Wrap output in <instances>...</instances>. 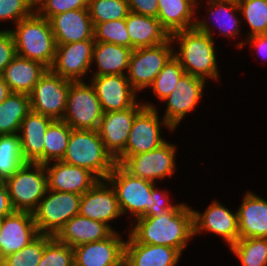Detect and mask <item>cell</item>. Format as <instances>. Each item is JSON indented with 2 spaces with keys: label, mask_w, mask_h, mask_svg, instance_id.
Instances as JSON below:
<instances>
[{
  "label": "cell",
  "mask_w": 267,
  "mask_h": 266,
  "mask_svg": "<svg viewBox=\"0 0 267 266\" xmlns=\"http://www.w3.org/2000/svg\"><path fill=\"white\" fill-rule=\"evenodd\" d=\"M43 0H30L32 5L36 8Z\"/></svg>",
  "instance_id": "cell-50"
},
{
  "label": "cell",
  "mask_w": 267,
  "mask_h": 266,
  "mask_svg": "<svg viewBox=\"0 0 267 266\" xmlns=\"http://www.w3.org/2000/svg\"><path fill=\"white\" fill-rule=\"evenodd\" d=\"M53 121L33 111L23 119L18 135L25 162L44 164V135Z\"/></svg>",
  "instance_id": "cell-23"
},
{
  "label": "cell",
  "mask_w": 267,
  "mask_h": 266,
  "mask_svg": "<svg viewBox=\"0 0 267 266\" xmlns=\"http://www.w3.org/2000/svg\"><path fill=\"white\" fill-rule=\"evenodd\" d=\"M194 235L200 232H212L221 236L229 246L239 240L237 211L232 213L226 206L214 201L201 213L193 210Z\"/></svg>",
  "instance_id": "cell-17"
},
{
  "label": "cell",
  "mask_w": 267,
  "mask_h": 266,
  "mask_svg": "<svg viewBox=\"0 0 267 266\" xmlns=\"http://www.w3.org/2000/svg\"><path fill=\"white\" fill-rule=\"evenodd\" d=\"M12 91L8 87V84L4 81L2 75H0V103H2Z\"/></svg>",
  "instance_id": "cell-49"
},
{
  "label": "cell",
  "mask_w": 267,
  "mask_h": 266,
  "mask_svg": "<svg viewBox=\"0 0 267 266\" xmlns=\"http://www.w3.org/2000/svg\"><path fill=\"white\" fill-rule=\"evenodd\" d=\"M15 211L33 212L48 190L45 165L26 162L6 181Z\"/></svg>",
  "instance_id": "cell-5"
},
{
  "label": "cell",
  "mask_w": 267,
  "mask_h": 266,
  "mask_svg": "<svg viewBox=\"0 0 267 266\" xmlns=\"http://www.w3.org/2000/svg\"><path fill=\"white\" fill-rule=\"evenodd\" d=\"M89 84L83 80L70 82L62 120L72 129L98 130L99 128L104 112L94 87Z\"/></svg>",
  "instance_id": "cell-8"
},
{
  "label": "cell",
  "mask_w": 267,
  "mask_h": 266,
  "mask_svg": "<svg viewBox=\"0 0 267 266\" xmlns=\"http://www.w3.org/2000/svg\"><path fill=\"white\" fill-rule=\"evenodd\" d=\"M46 194L32 214L39 234L54 237L68 220L79 214L82 195L49 189Z\"/></svg>",
  "instance_id": "cell-7"
},
{
  "label": "cell",
  "mask_w": 267,
  "mask_h": 266,
  "mask_svg": "<svg viewBox=\"0 0 267 266\" xmlns=\"http://www.w3.org/2000/svg\"><path fill=\"white\" fill-rule=\"evenodd\" d=\"M33 214L14 211L1 219L0 260L29 245L39 236Z\"/></svg>",
  "instance_id": "cell-15"
},
{
  "label": "cell",
  "mask_w": 267,
  "mask_h": 266,
  "mask_svg": "<svg viewBox=\"0 0 267 266\" xmlns=\"http://www.w3.org/2000/svg\"><path fill=\"white\" fill-rule=\"evenodd\" d=\"M45 163L48 189L83 195L100 179L90 170L57 160Z\"/></svg>",
  "instance_id": "cell-19"
},
{
  "label": "cell",
  "mask_w": 267,
  "mask_h": 266,
  "mask_svg": "<svg viewBox=\"0 0 267 266\" xmlns=\"http://www.w3.org/2000/svg\"><path fill=\"white\" fill-rule=\"evenodd\" d=\"M94 40L95 42L113 43L130 48L126 18L96 24L94 26Z\"/></svg>",
  "instance_id": "cell-40"
},
{
  "label": "cell",
  "mask_w": 267,
  "mask_h": 266,
  "mask_svg": "<svg viewBox=\"0 0 267 266\" xmlns=\"http://www.w3.org/2000/svg\"><path fill=\"white\" fill-rule=\"evenodd\" d=\"M205 83L203 78L184 73L172 93L163 100L168 102L161 124L169 130H174L184 116L198 105Z\"/></svg>",
  "instance_id": "cell-13"
},
{
  "label": "cell",
  "mask_w": 267,
  "mask_h": 266,
  "mask_svg": "<svg viewBox=\"0 0 267 266\" xmlns=\"http://www.w3.org/2000/svg\"><path fill=\"white\" fill-rule=\"evenodd\" d=\"M143 107L137 102L128 109L103 113L98 132L114 158L125 149L134 118Z\"/></svg>",
  "instance_id": "cell-18"
},
{
  "label": "cell",
  "mask_w": 267,
  "mask_h": 266,
  "mask_svg": "<svg viewBox=\"0 0 267 266\" xmlns=\"http://www.w3.org/2000/svg\"><path fill=\"white\" fill-rule=\"evenodd\" d=\"M114 231L105 223L78 214L68 220L54 237L59 242L74 248L82 244L104 240Z\"/></svg>",
  "instance_id": "cell-24"
},
{
  "label": "cell",
  "mask_w": 267,
  "mask_h": 266,
  "mask_svg": "<svg viewBox=\"0 0 267 266\" xmlns=\"http://www.w3.org/2000/svg\"><path fill=\"white\" fill-rule=\"evenodd\" d=\"M62 161L83 167L106 180L116 159L106 149L98 130L72 129Z\"/></svg>",
  "instance_id": "cell-4"
},
{
  "label": "cell",
  "mask_w": 267,
  "mask_h": 266,
  "mask_svg": "<svg viewBox=\"0 0 267 266\" xmlns=\"http://www.w3.org/2000/svg\"><path fill=\"white\" fill-rule=\"evenodd\" d=\"M239 239L267 238V201L247 192L237 210Z\"/></svg>",
  "instance_id": "cell-26"
},
{
  "label": "cell",
  "mask_w": 267,
  "mask_h": 266,
  "mask_svg": "<svg viewBox=\"0 0 267 266\" xmlns=\"http://www.w3.org/2000/svg\"><path fill=\"white\" fill-rule=\"evenodd\" d=\"M159 12L157 19L162 27L172 34L185 29L194 28L197 20L194 19L197 1L195 0H157Z\"/></svg>",
  "instance_id": "cell-29"
},
{
  "label": "cell",
  "mask_w": 267,
  "mask_h": 266,
  "mask_svg": "<svg viewBox=\"0 0 267 266\" xmlns=\"http://www.w3.org/2000/svg\"><path fill=\"white\" fill-rule=\"evenodd\" d=\"M44 252V235L1 260V266H38Z\"/></svg>",
  "instance_id": "cell-41"
},
{
  "label": "cell",
  "mask_w": 267,
  "mask_h": 266,
  "mask_svg": "<svg viewBox=\"0 0 267 266\" xmlns=\"http://www.w3.org/2000/svg\"><path fill=\"white\" fill-rule=\"evenodd\" d=\"M35 7L30 0H0V20H13L16 24L32 15Z\"/></svg>",
  "instance_id": "cell-43"
},
{
  "label": "cell",
  "mask_w": 267,
  "mask_h": 266,
  "mask_svg": "<svg viewBox=\"0 0 267 266\" xmlns=\"http://www.w3.org/2000/svg\"><path fill=\"white\" fill-rule=\"evenodd\" d=\"M242 266H267V238L239 239L230 246Z\"/></svg>",
  "instance_id": "cell-35"
},
{
  "label": "cell",
  "mask_w": 267,
  "mask_h": 266,
  "mask_svg": "<svg viewBox=\"0 0 267 266\" xmlns=\"http://www.w3.org/2000/svg\"><path fill=\"white\" fill-rule=\"evenodd\" d=\"M30 111L29 95L11 93L0 103V135L19 133L21 122Z\"/></svg>",
  "instance_id": "cell-31"
},
{
  "label": "cell",
  "mask_w": 267,
  "mask_h": 266,
  "mask_svg": "<svg viewBox=\"0 0 267 266\" xmlns=\"http://www.w3.org/2000/svg\"><path fill=\"white\" fill-rule=\"evenodd\" d=\"M116 192L122 215L126 212L137 218L143 217L154 205L151 195L156 183L135 177L120 164H116L106 178Z\"/></svg>",
  "instance_id": "cell-6"
},
{
  "label": "cell",
  "mask_w": 267,
  "mask_h": 266,
  "mask_svg": "<svg viewBox=\"0 0 267 266\" xmlns=\"http://www.w3.org/2000/svg\"><path fill=\"white\" fill-rule=\"evenodd\" d=\"M48 70L43 64L16 55L4 69L2 77L12 93L29 95Z\"/></svg>",
  "instance_id": "cell-28"
},
{
  "label": "cell",
  "mask_w": 267,
  "mask_h": 266,
  "mask_svg": "<svg viewBox=\"0 0 267 266\" xmlns=\"http://www.w3.org/2000/svg\"><path fill=\"white\" fill-rule=\"evenodd\" d=\"M104 181L106 180L100 179L82 195L79 214L111 227L110 221L118 218L122 213L114 188L108 181V184Z\"/></svg>",
  "instance_id": "cell-21"
},
{
  "label": "cell",
  "mask_w": 267,
  "mask_h": 266,
  "mask_svg": "<svg viewBox=\"0 0 267 266\" xmlns=\"http://www.w3.org/2000/svg\"><path fill=\"white\" fill-rule=\"evenodd\" d=\"M131 12L157 18L159 5L157 0H127Z\"/></svg>",
  "instance_id": "cell-46"
},
{
  "label": "cell",
  "mask_w": 267,
  "mask_h": 266,
  "mask_svg": "<svg viewBox=\"0 0 267 266\" xmlns=\"http://www.w3.org/2000/svg\"><path fill=\"white\" fill-rule=\"evenodd\" d=\"M131 226L129 236L136 243L165 245L181 253L194 236L193 211L181 203L161 217H140Z\"/></svg>",
  "instance_id": "cell-1"
},
{
  "label": "cell",
  "mask_w": 267,
  "mask_h": 266,
  "mask_svg": "<svg viewBox=\"0 0 267 266\" xmlns=\"http://www.w3.org/2000/svg\"><path fill=\"white\" fill-rule=\"evenodd\" d=\"M207 20H197L194 28L178 31L171 39L179 41V51L174 56L180 61L185 73L203 79L219 76L215 46Z\"/></svg>",
  "instance_id": "cell-2"
},
{
  "label": "cell",
  "mask_w": 267,
  "mask_h": 266,
  "mask_svg": "<svg viewBox=\"0 0 267 266\" xmlns=\"http://www.w3.org/2000/svg\"><path fill=\"white\" fill-rule=\"evenodd\" d=\"M132 51L113 43L95 42L92 61L96 60L98 71L93 76L126 75Z\"/></svg>",
  "instance_id": "cell-30"
},
{
  "label": "cell",
  "mask_w": 267,
  "mask_h": 266,
  "mask_svg": "<svg viewBox=\"0 0 267 266\" xmlns=\"http://www.w3.org/2000/svg\"><path fill=\"white\" fill-rule=\"evenodd\" d=\"M38 266H74L73 248L44 235V252Z\"/></svg>",
  "instance_id": "cell-39"
},
{
  "label": "cell",
  "mask_w": 267,
  "mask_h": 266,
  "mask_svg": "<svg viewBox=\"0 0 267 266\" xmlns=\"http://www.w3.org/2000/svg\"><path fill=\"white\" fill-rule=\"evenodd\" d=\"M16 56L14 39L10 30H0V75Z\"/></svg>",
  "instance_id": "cell-44"
},
{
  "label": "cell",
  "mask_w": 267,
  "mask_h": 266,
  "mask_svg": "<svg viewBox=\"0 0 267 266\" xmlns=\"http://www.w3.org/2000/svg\"><path fill=\"white\" fill-rule=\"evenodd\" d=\"M15 25V30L10 31L16 55L37 61L50 69L55 59L57 45L49 20L35 11Z\"/></svg>",
  "instance_id": "cell-3"
},
{
  "label": "cell",
  "mask_w": 267,
  "mask_h": 266,
  "mask_svg": "<svg viewBox=\"0 0 267 266\" xmlns=\"http://www.w3.org/2000/svg\"><path fill=\"white\" fill-rule=\"evenodd\" d=\"M237 3L251 29L247 37L267 34V0H237Z\"/></svg>",
  "instance_id": "cell-38"
},
{
  "label": "cell",
  "mask_w": 267,
  "mask_h": 266,
  "mask_svg": "<svg viewBox=\"0 0 267 266\" xmlns=\"http://www.w3.org/2000/svg\"><path fill=\"white\" fill-rule=\"evenodd\" d=\"M89 0H43L35 9L42 17L52 16L76 9H87Z\"/></svg>",
  "instance_id": "cell-42"
},
{
  "label": "cell",
  "mask_w": 267,
  "mask_h": 266,
  "mask_svg": "<svg viewBox=\"0 0 267 266\" xmlns=\"http://www.w3.org/2000/svg\"><path fill=\"white\" fill-rule=\"evenodd\" d=\"M72 128L63 120H54L44 135V164L62 160Z\"/></svg>",
  "instance_id": "cell-33"
},
{
  "label": "cell",
  "mask_w": 267,
  "mask_h": 266,
  "mask_svg": "<svg viewBox=\"0 0 267 266\" xmlns=\"http://www.w3.org/2000/svg\"><path fill=\"white\" fill-rule=\"evenodd\" d=\"M25 163L19 135H0V180L6 181Z\"/></svg>",
  "instance_id": "cell-32"
},
{
  "label": "cell",
  "mask_w": 267,
  "mask_h": 266,
  "mask_svg": "<svg viewBox=\"0 0 267 266\" xmlns=\"http://www.w3.org/2000/svg\"><path fill=\"white\" fill-rule=\"evenodd\" d=\"M125 243L114 231L104 240L74 247V266H124Z\"/></svg>",
  "instance_id": "cell-16"
},
{
  "label": "cell",
  "mask_w": 267,
  "mask_h": 266,
  "mask_svg": "<svg viewBox=\"0 0 267 266\" xmlns=\"http://www.w3.org/2000/svg\"><path fill=\"white\" fill-rule=\"evenodd\" d=\"M14 211L6 182L0 180V220Z\"/></svg>",
  "instance_id": "cell-47"
},
{
  "label": "cell",
  "mask_w": 267,
  "mask_h": 266,
  "mask_svg": "<svg viewBox=\"0 0 267 266\" xmlns=\"http://www.w3.org/2000/svg\"><path fill=\"white\" fill-rule=\"evenodd\" d=\"M130 49L150 47L166 42L171 36L160 21L151 16L129 12L126 17Z\"/></svg>",
  "instance_id": "cell-27"
},
{
  "label": "cell",
  "mask_w": 267,
  "mask_h": 266,
  "mask_svg": "<svg viewBox=\"0 0 267 266\" xmlns=\"http://www.w3.org/2000/svg\"><path fill=\"white\" fill-rule=\"evenodd\" d=\"M248 42L256 48L258 55L267 57V34H260L247 37Z\"/></svg>",
  "instance_id": "cell-48"
},
{
  "label": "cell",
  "mask_w": 267,
  "mask_h": 266,
  "mask_svg": "<svg viewBox=\"0 0 267 266\" xmlns=\"http://www.w3.org/2000/svg\"><path fill=\"white\" fill-rule=\"evenodd\" d=\"M87 9L93 26L106 21L124 19L130 12L127 0H89Z\"/></svg>",
  "instance_id": "cell-36"
},
{
  "label": "cell",
  "mask_w": 267,
  "mask_h": 266,
  "mask_svg": "<svg viewBox=\"0 0 267 266\" xmlns=\"http://www.w3.org/2000/svg\"><path fill=\"white\" fill-rule=\"evenodd\" d=\"M160 122L153 104L144 103L136 114L125 149L115 158L120 164L126 157L152 151L165 143L160 135Z\"/></svg>",
  "instance_id": "cell-11"
},
{
  "label": "cell",
  "mask_w": 267,
  "mask_h": 266,
  "mask_svg": "<svg viewBox=\"0 0 267 266\" xmlns=\"http://www.w3.org/2000/svg\"><path fill=\"white\" fill-rule=\"evenodd\" d=\"M175 152V145L165 142L152 151L126 157L120 165L131 175L155 183L156 179L172 177Z\"/></svg>",
  "instance_id": "cell-12"
},
{
  "label": "cell",
  "mask_w": 267,
  "mask_h": 266,
  "mask_svg": "<svg viewBox=\"0 0 267 266\" xmlns=\"http://www.w3.org/2000/svg\"><path fill=\"white\" fill-rule=\"evenodd\" d=\"M125 243L124 266H176L178 249L165 245L136 243L130 236Z\"/></svg>",
  "instance_id": "cell-25"
},
{
  "label": "cell",
  "mask_w": 267,
  "mask_h": 266,
  "mask_svg": "<svg viewBox=\"0 0 267 266\" xmlns=\"http://www.w3.org/2000/svg\"><path fill=\"white\" fill-rule=\"evenodd\" d=\"M207 3L210 8L208 10V12L210 11L209 15H213L212 17L217 21V27L222 31L221 33L230 38L237 36L240 28V22L235 17V11H240L237 0H207Z\"/></svg>",
  "instance_id": "cell-34"
},
{
  "label": "cell",
  "mask_w": 267,
  "mask_h": 266,
  "mask_svg": "<svg viewBox=\"0 0 267 266\" xmlns=\"http://www.w3.org/2000/svg\"><path fill=\"white\" fill-rule=\"evenodd\" d=\"M70 82L48 69L29 94L31 111L54 120H62Z\"/></svg>",
  "instance_id": "cell-10"
},
{
  "label": "cell",
  "mask_w": 267,
  "mask_h": 266,
  "mask_svg": "<svg viewBox=\"0 0 267 266\" xmlns=\"http://www.w3.org/2000/svg\"><path fill=\"white\" fill-rule=\"evenodd\" d=\"M91 84L104 113L128 109L136 103V91L126 75L92 76Z\"/></svg>",
  "instance_id": "cell-20"
},
{
  "label": "cell",
  "mask_w": 267,
  "mask_h": 266,
  "mask_svg": "<svg viewBox=\"0 0 267 266\" xmlns=\"http://www.w3.org/2000/svg\"><path fill=\"white\" fill-rule=\"evenodd\" d=\"M94 45V39L57 45L50 70L64 79L82 81V77L88 70H92L90 66Z\"/></svg>",
  "instance_id": "cell-14"
},
{
  "label": "cell",
  "mask_w": 267,
  "mask_h": 266,
  "mask_svg": "<svg viewBox=\"0 0 267 266\" xmlns=\"http://www.w3.org/2000/svg\"><path fill=\"white\" fill-rule=\"evenodd\" d=\"M171 43L173 41L170 37L166 42L159 45L132 51L126 77L136 92L150 87L158 73L174 55L175 50Z\"/></svg>",
  "instance_id": "cell-9"
},
{
  "label": "cell",
  "mask_w": 267,
  "mask_h": 266,
  "mask_svg": "<svg viewBox=\"0 0 267 266\" xmlns=\"http://www.w3.org/2000/svg\"><path fill=\"white\" fill-rule=\"evenodd\" d=\"M161 193V194H160ZM154 200V205L143 217H161L168 210L173 209L176 205H172L168 199V193H163L154 186L151 191Z\"/></svg>",
  "instance_id": "cell-45"
},
{
  "label": "cell",
  "mask_w": 267,
  "mask_h": 266,
  "mask_svg": "<svg viewBox=\"0 0 267 266\" xmlns=\"http://www.w3.org/2000/svg\"><path fill=\"white\" fill-rule=\"evenodd\" d=\"M184 73L180 61L173 55L150 85L154 95L163 101L172 93Z\"/></svg>",
  "instance_id": "cell-37"
},
{
  "label": "cell",
  "mask_w": 267,
  "mask_h": 266,
  "mask_svg": "<svg viewBox=\"0 0 267 266\" xmlns=\"http://www.w3.org/2000/svg\"><path fill=\"white\" fill-rule=\"evenodd\" d=\"M56 45L94 39V26L88 9H76L49 19Z\"/></svg>",
  "instance_id": "cell-22"
}]
</instances>
